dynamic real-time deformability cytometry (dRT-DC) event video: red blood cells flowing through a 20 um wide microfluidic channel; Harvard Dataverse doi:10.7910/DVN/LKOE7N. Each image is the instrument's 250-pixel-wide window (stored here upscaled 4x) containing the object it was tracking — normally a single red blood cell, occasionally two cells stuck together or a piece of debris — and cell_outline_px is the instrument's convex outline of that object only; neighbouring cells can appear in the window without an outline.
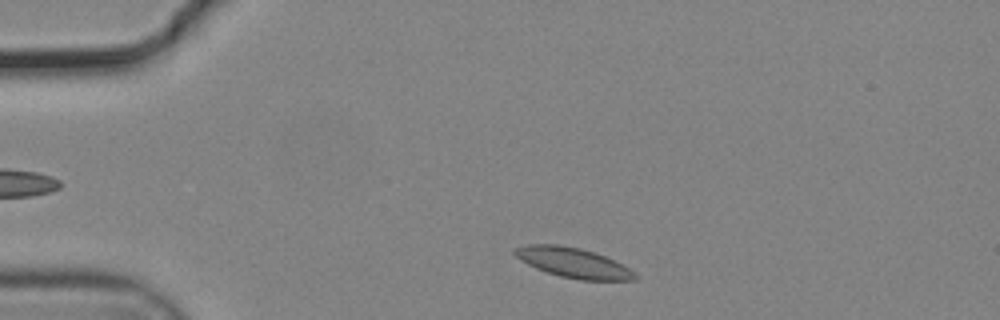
{"species": "common noctule bat (a hibernating species)", "species_latin": "Nyctalus noctula", "temperature_condition": "cold", "stored_images_in_passage": 41, "camera_frame_rate_fps": 3000, "um_per_image_px": 0.085, "animal": {"sex": "male", "body_mass_g": 19.2, "forearm_length_mm": 51.8}, "frame": {"image": 1, "passage_image": 3, "time_ms": 0.667, "image_size_px": [1000, 320], "cell_outline_px": [[640, 276], [636, 280], [580, 280], [560, 276], [536, 268], [520, 260], [512, 252], [512, 248], [528, 244], [560, 244], [580, 248], [604, 256], [628, 268]], "centroid_in_image_um": [48.69, 22.32], "position_along_channel_um": 36.3, "area_um2": 20.87}}
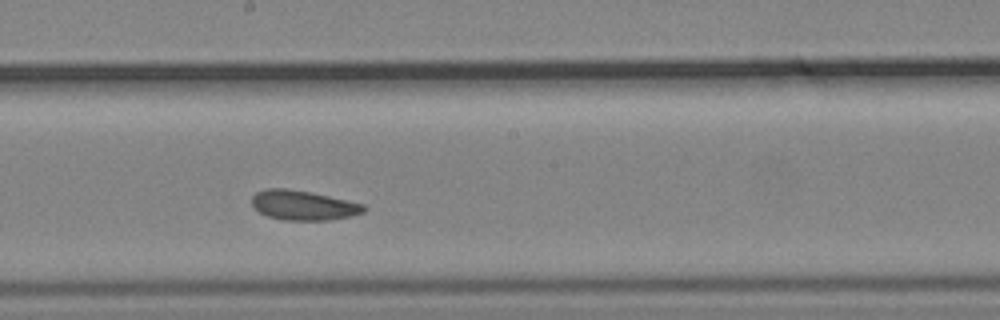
{"frame": {"image": 2, "passage_image": 22, "time_ms": 7.0, "image_size_px": [1000, 320], "cell_outline_px": [[368, 208], [364, 212], [352, 216], [328, 220], [284, 220], [268, 216], [260, 212], [252, 204], [252, 196], [256, 192], [264, 188], [288, 188], [312, 192], [364, 204]], "centroid_in_image_um": [25.8, 17.44], "position_along_channel_um": 222.4, "area_um2": 19.48}}
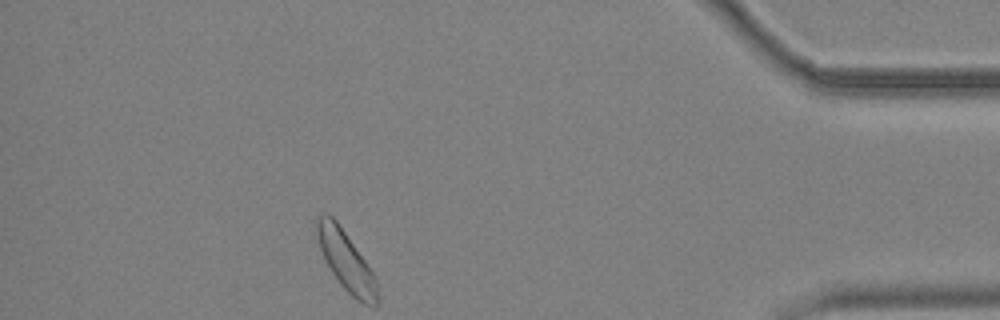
{"frame": {"image": 3, "passage_image": 41, "time_ms": 13.333, "image_size_px": [1000, 320], "cell_outline_px": [[376, 304], [364, 304], [356, 300], [340, 284], [332, 272], [320, 248], [316, 232], [316, 220], [324, 212], [328, 212], [336, 220], [368, 264], [376, 276]], "centroid_in_image_um": [29.4, 22.13], "position_along_channel_um": 405.8, "area_um2": 20.46}, "authors_computed_cell_mechanics": {"area_um2": 19.941, "velocity_mm_per_s": 3.6422, "shape_relaxation_time_tau1_ms": null, "shape_relaxation_time_tau2_ms": 2.9866, "deformation_change_tau1": null, "deformation_change_tau2": 0.0895}}